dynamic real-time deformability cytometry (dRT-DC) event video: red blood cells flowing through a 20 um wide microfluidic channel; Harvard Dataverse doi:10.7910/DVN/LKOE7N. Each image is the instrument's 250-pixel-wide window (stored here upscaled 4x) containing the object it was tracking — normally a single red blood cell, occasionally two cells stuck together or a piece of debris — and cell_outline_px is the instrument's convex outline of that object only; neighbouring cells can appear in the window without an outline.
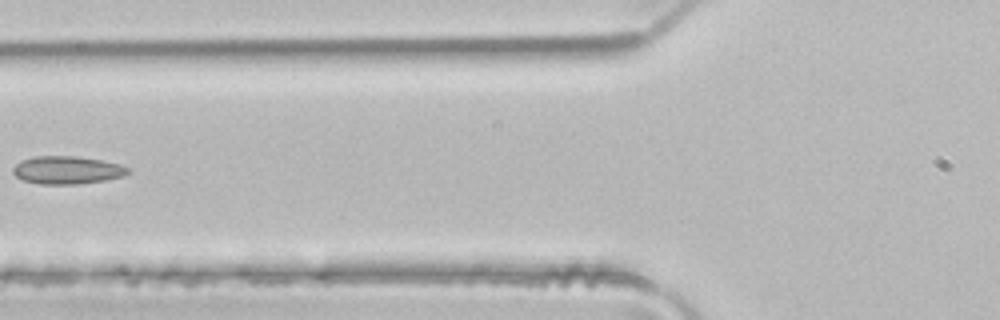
{"species": "common noctule bat (a hibernating species)", "species_latin": "Nyctalus noctula", "temperature_condition": "room temperature", "stored_images_in_passage": 3, "camera_frame_rate_fps": 3000, "um_per_image_px": 0.085, "animal": {"sex": "male", "body_mass_g": 21.5, "forearm_length_mm": 52.0}, "frame": {"image": 1, "passage_image": 3, "time_ms": 0.667, "image_size_px": [1000, 320], "cell_outline_px": [[132, 172], [124, 176], [104, 180], [80, 184], [40, 184], [24, 180], [16, 176], [12, 172], [12, 168], [20, 160], [32, 156], [76, 156], [100, 160], [120, 164], [128, 168]], "centroid_in_image_um": [5.7, 14.45], "position_along_channel_um": 120.1, "area_um2": 18.79}}